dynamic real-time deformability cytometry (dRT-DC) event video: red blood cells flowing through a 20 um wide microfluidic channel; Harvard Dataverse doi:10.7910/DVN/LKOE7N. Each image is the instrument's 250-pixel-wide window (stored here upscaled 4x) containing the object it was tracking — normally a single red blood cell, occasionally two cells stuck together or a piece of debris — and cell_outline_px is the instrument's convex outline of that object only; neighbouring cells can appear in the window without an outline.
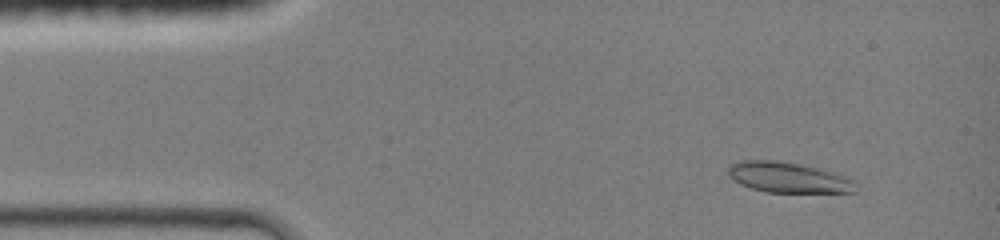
{"species": "common noctule bat (a hibernating species)", "species_latin": "Nyctalus noctula", "temperature_condition": "room temperature", "stored_images_in_passage": 42, "camera_frame_rate_fps": 3000, "um_per_image_px": 0.085, "animal": {"sex": "female", "body_mass_g": 19.0, "forearm_length_mm": 51.5}, "frame": {"image": 1, "passage_image": 4, "time_ms": 1.0, "image_size_px": [1000, 240], "cell_outline_px": [[860, 188], [856, 192], [764, 192], [740, 184], [728, 176], [728, 168], [732, 164], [740, 160], [776, 160], [800, 164], [832, 172], [844, 176], [852, 180]], "centroid_in_image_um": [66.99, 15.09], "position_along_channel_um": 18.0, "area_um2": 22.6}}
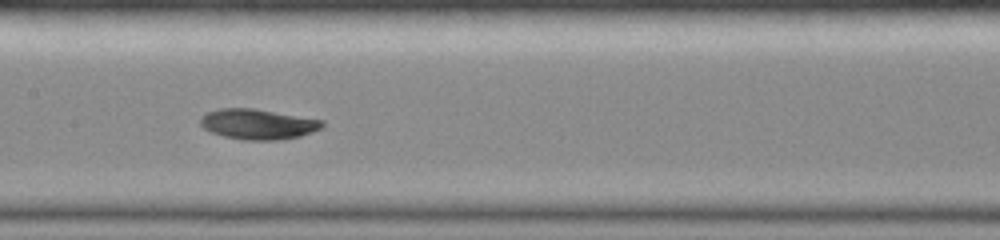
{"frame": {"image": 2, "passage_image": 21, "time_ms": 6.667, "image_size_px": [1000, 240], "cell_outline_px": [[324, 124], [320, 128], [312, 132], [300, 136], [276, 140], [244, 140], [224, 136], [212, 132], [204, 128], [200, 124], [200, 120], [208, 112], [220, 108], [252, 108], [324, 120]], "centroid_in_image_um": [21.93, 10.55], "position_along_channel_um": 185.5, "area_um2": 21.27}}
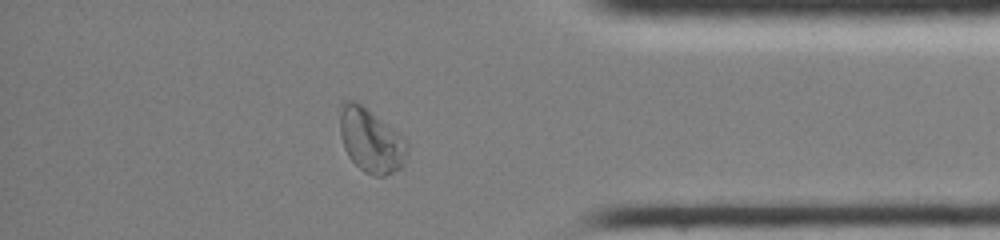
{"frame": {"image": 3, "passage_image": 37, "time_ms": 12.0, "image_size_px": [1000, 240], "cell_outline_px": [[408, 148], [404, 164], [400, 168], [384, 176], [372, 176], [364, 172], [348, 156], [344, 148], [340, 136], [340, 104], [344, 100], [356, 100], [364, 104], [396, 128], [408, 140]], "centroid_in_image_um": [31.55, 11.88], "position_along_channel_um": 403.7, "area_um2": 26.01}, "authors_computed_cell_mechanics": {"area_um2": 21.5016, "velocity_mm_per_s": 4.3116, "shape_relaxation_time_tau1_ms": 3.0103, "shape_relaxation_time_tau2_ms": 2.4122, "deformation_change_tau1": 0.1643, "deformation_change_tau2": 0.0481}}